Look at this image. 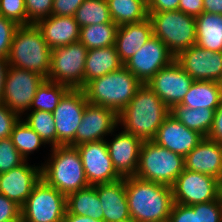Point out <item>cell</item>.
I'll return each mask as SVG.
<instances>
[{"label": "cell", "instance_id": "obj_11", "mask_svg": "<svg viewBox=\"0 0 222 222\" xmlns=\"http://www.w3.org/2000/svg\"><path fill=\"white\" fill-rule=\"evenodd\" d=\"M88 104L83 89H70L52 112L56 127V146H75L76 130Z\"/></svg>", "mask_w": 222, "mask_h": 222}, {"label": "cell", "instance_id": "obj_31", "mask_svg": "<svg viewBox=\"0 0 222 222\" xmlns=\"http://www.w3.org/2000/svg\"><path fill=\"white\" fill-rule=\"evenodd\" d=\"M111 19L118 26L148 19L147 0H107Z\"/></svg>", "mask_w": 222, "mask_h": 222}, {"label": "cell", "instance_id": "obj_23", "mask_svg": "<svg viewBox=\"0 0 222 222\" xmlns=\"http://www.w3.org/2000/svg\"><path fill=\"white\" fill-rule=\"evenodd\" d=\"M50 49L79 41L80 26L74 16L50 15L36 23Z\"/></svg>", "mask_w": 222, "mask_h": 222}, {"label": "cell", "instance_id": "obj_42", "mask_svg": "<svg viewBox=\"0 0 222 222\" xmlns=\"http://www.w3.org/2000/svg\"><path fill=\"white\" fill-rule=\"evenodd\" d=\"M21 207L0 194V222H20Z\"/></svg>", "mask_w": 222, "mask_h": 222}, {"label": "cell", "instance_id": "obj_44", "mask_svg": "<svg viewBox=\"0 0 222 222\" xmlns=\"http://www.w3.org/2000/svg\"><path fill=\"white\" fill-rule=\"evenodd\" d=\"M180 0H147L148 12L178 10Z\"/></svg>", "mask_w": 222, "mask_h": 222}, {"label": "cell", "instance_id": "obj_45", "mask_svg": "<svg viewBox=\"0 0 222 222\" xmlns=\"http://www.w3.org/2000/svg\"><path fill=\"white\" fill-rule=\"evenodd\" d=\"M178 10L197 17L204 12L203 0H180Z\"/></svg>", "mask_w": 222, "mask_h": 222}, {"label": "cell", "instance_id": "obj_16", "mask_svg": "<svg viewBox=\"0 0 222 222\" xmlns=\"http://www.w3.org/2000/svg\"><path fill=\"white\" fill-rule=\"evenodd\" d=\"M175 60L194 81L218 82L222 75V52L201 48L196 44L181 51Z\"/></svg>", "mask_w": 222, "mask_h": 222}, {"label": "cell", "instance_id": "obj_46", "mask_svg": "<svg viewBox=\"0 0 222 222\" xmlns=\"http://www.w3.org/2000/svg\"><path fill=\"white\" fill-rule=\"evenodd\" d=\"M207 138L222 144V102L215 111L213 124Z\"/></svg>", "mask_w": 222, "mask_h": 222}, {"label": "cell", "instance_id": "obj_3", "mask_svg": "<svg viewBox=\"0 0 222 222\" xmlns=\"http://www.w3.org/2000/svg\"><path fill=\"white\" fill-rule=\"evenodd\" d=\"M49 151L47 162L41 163V178L48 185L66 196L89 186L75 146L59 145Z\"/></svg>", "mask_w": 222, "mask_h": 222}, {"label": "cell", "instance_id": "obj_8", "mask_svg": "<svg viewBox=\"0 0 222 222\" xmlns=\"http://www.w3.org/2000/svg\"><path fill=\"white\" fill-rule=\"evenodd\" d=\"M66 210V195L41 178L21 206V221L63 222Z\"/></svg>", "mask_w": 222, "mask_h": 222}, {"label": "cell", "instance_id": "obj_21", "mask_svg": "<svg viewBox=\"0 0 222 222\" xmlns=\"http://www.w3.org/2000/svg\"><path fill=\"white\" fill-rule=\"evenodd\" d=\"M185 169L222 179V144L204 137L184 157Z\"/></svg>", "mask_w": 222, "mask_h": 222}, {"label": "cell", "instance_id": "obj_40", "mask_svg": "<svg viewBox=\"0 0 222 222\" xmlns=\"http://www.w3.org/2000/svg\"><path fill=\"white\" fill-rule=\"evenodd\" d=\"M18 26L14 21L0 16V58H8L13 35Z\"/></svg>", "mask_w": 222, "mask_h": 222}, {"label": "cell", "instance_id": "obj_27", "mask_svg": "<svg viewBox=\"0 0 222 222\" xmlns=\"http://www.w3.org/2000/svg\"><path fill=\"white\" fill-rule=\"evenodd\" d=\"M196 45L215 52H222V15L203 12L195 17Z\"/></svg>", "mask_w": 222, "mask_h": 222}, {"label": "cell", "instance_id": "obj_22", "mask_svg": "<svg viewBox=\"0 0 222 222\" xmlns=\"http://www.w3.org/2000/svg\"><path fill=\"white\" fill-rule=\"evenodd\" d=\"M103 209L104 222L131 219L126 197L125 178L94 185Z\"/></svg>", "mask_w": 222, "mask_h": 222}, {"label": "cell", "instance_id": "obj_51", "mask_svg": "<svg viewBox=\"0 0 222 222\" xmlns=\"http://www.w3.org/2000/svg\"><path fill=\"white\" fill-rule=\"evenodd\" d=\"M220 197H221V200H222V179L220 180Z\"/></svg>", "mask_w": 222, "mask_h": 222}, {"label": "cell", "instance_id": "obj_39", "mask_svg": "<svg viewBox=\"0 0 222 222\" xmlns=\"http://www.w3.org/2000/svg\"><path fill=\"white\" fill-rule=\"evenodd\" d=\"M53 0H25L27 25L52 15Z\"/></svg>", "mask_w": 222, "mask_h": 222}, {"label": "cell", "instance_id": "obj_43", "mask_svg": "<svg viewBox=\"0 0 222 222\" xmlns=\"http://www.w3.org/2000/svg\"><path fill=\"white\" fill-rule=\"evenodd\" d=\"M85 0H53L52 15L74 16Z\"/></svg>", "mask_w": 222, "mask_h": 222}, {"label": "cell", "instance_id": "obj_20", "mask_svg": "<svg viewBox=\"0 0 222 222\" xmlns=\"http://www.w3.org/2000/svg\"><path fill=\"white\" fill-rule=\"evenodd\" d=\"M203 138L201 134L187 128L169 115L158 128L153 141L159 146L185 157Z\"/></svg>", "mask_w": 222, "mask_h": 222}, {"label": "cell", "instance_id": "obj_50", "mask_svg": "<svg viewBox=\"0 0 222 222\" xmlns=\"http://www.w3.org/2000/svg\"><path fill=\"white\" fill-rule=\"evenodd\" d=\"M218 85H219V87L221 88V91H222V75H221V78L218 80Z\"/></svg>", "mask_w": 222, "mask_h": 222}, {"label": "cell", "instance_id": "obj_7", "mask_svg": "<svg viewBox=\"0 0 222 222\" xmlns=\"http://www.w3.org/2000/svg\"><path fill=\"white\" fill-rule=\"evenodd\" d=\"M153 36L159 38L176 57L196 43L195 17L179 10L148 12Z\"/></svg>", "mask_w": 222, "mask_h": 222}, {"label": "cell", "instance_id": "obj_12", "mask_svg": "<svg viewBox=\"0 0 222 222\" xmlns=\"http://www.w3.org/2000/svg\"><path fill=\"white\" fill-rule=\"evenodd\" d=\"M174 203L193 205L217 200L220 197V180L184 169L171 186Z\"/></svg>", "mask_w": 222, "mask_h": 222}, {"label": "cell", "instance_id": "obj_5", "mask_svg": "<svg viewBox=\"0 0 222 222\" xmlns=\"http://www.w3.org/2000/svg\"><path fill=\"white\" fill-rule=\"evenodd\" d=\"M51 51L36 24L20 25L13 35L8 65L37 72L47 79Z\"/></svg>", "mask_w": 222, "mask_h": 222}, {"label": "cell", "instance_id": "obj_38", "mask_svg": "<svg viewBox=\"0 0 222 222\" xmlns=\"http://www.w3.org/2000/svg\"><path fill=\"white\" fill-rule=\"evenodd\" d=\"M0 16L14 21L17 25H27L25 0H0Z\"/></svg>", "mask_w": 222, "mask_h": 222}, {"label": "cell", "instance_id": "obj_33", "mask_svg": "<svg viewBox=\"0 0 222 222\" xmlns=\"http://www.w3.org/2000/svg\"><path fill=\"white\" fill-rule=\"evenodd\" d=\"M70 89L65 84L45 79L38 87L29 111L39 110L52 113Z\"/></svg>", "mask_w": 222, "mask_h": 222}, {"label": "cell", "instance_id": "obj_10", "mask_svg": "<svg viewBox=\"0 0 222 222\" xmlns=\"http://www.w3.org/2000/svg\"><path fill=\"white\" fill-rule=\"evenodd\" d=\"M46 78L37 72L15 66H8L2 103L21 118L30 110L38 87Z\"/></svg>", "mask_w": 222, "mask_h": 222}, {"label": "cell", "instance_id": "obj_1", "mask_svg": "<svg viewBox=\"0 0 222 222\" xmlns=\"http://www.w3.org/2000/svg\"><path fill=\"white\" fill-rule=\"evenodd\" d=\"M131 219L135 222H168L174 200L172 187L158 182L125 178Z\"/></svg>", "mask_w": 222, "mask_h": 222}, {"label": "cell", "instance_id": "obj_4", "mask_svg": "<svg viewBox=\"0 0 222 222\" xmlns=\"http://www.w3.org/2000/svg\"><path fill=\"white\" fill-rule=\"evenodd\" d=\"M143 84L125 67L89 81L82 89L87 102L119 114Z\"/></svg>", "mask_w": 222, "mask_h": 222}, {"label": "cell", "instance_id": "obj_41", "mask_svg": "<svg viewBox=\"0 0 222 222\" xmlns=\"http://www.w3.org/2000/svg\"><path fill=\"white\" fill-rule=\"evenodd\" d=\"M21 117L10 110L6 105L0 103V139L11 136L14 125Z\"/></svg>", "mask_w": 222, "mask_h": 222}, {"label": "cell", "instance_id": "obj_49", "mask_svg": "<svg viewBox=\"0 0 222 222\" xmlns=\"http://www.w3.org/2000/svg\"><path fill=\"white\" fill-rule=\"evenodd\" d=\"M8 61L5 58H0V103H2V96H3V88L4 82L8 70Z\"/></svg>", "mask_w": 222, "mask_h": 222}, {"label": "cell", "instance_id": "obj_37", "mask_svg": "<svg viewBox=\"0 0 222 222\" xmlns=\"http://www.w3.org/2000/svg\"><path fill=\"white\" fill-rule=\"evenodd\" d=\"M25 158L17 151L10 137L0 139V174L25 162Z\"/></svg>", "mask_w": 222, "mask_h": 222}, {"label": "cell", "instance_id": "obj_35", "mask_svg": "<svg viewBox=\"0 0 222 222\" xmlns=\"http://www.w3.org/2000/svg\"><path fill=\"white\" fill-rule=\"evenodd\" d=\"M10 138L25 160H28L29 155L34 154L35 150L37 151V149L46 145L41 137L22 118L14 125Z\"/></svg>", "mask_w": 222, "mask_h": 222}, {"label": "cell", "instance_id": "obj_19", "mask_svg": "<svg viewBox=\"0 0 222 222\" xmlns=\"http://www.w3.org/2000/svg\"><path fill=\"white\" fill-rule=\"evenodd\" d=\"M118 133L115 135L113 131L110 135L111 137L113 135V139L109 142L108 140L106 141L109 156L116 172L122 178L135 176L143 141L123 130Z\"/></svg>", "mask_w": 222, "mask_h": 222}, {"label": "cell", "instance_id": "obj_9", "mask_svg": "<svg viewBox=\"0 0 222 222\" xmlns=\"http://www.w3.org/2000/svg\"><path fill=\"white\" fill-rule=\"evenodd\" d=\"M87 51L80 41L52 49L47 80L82 89Z\"/></svg>", "mask_w": 222, "mask_h": 222}, {"label": "cell", "instance_id": "obj_52", "mask_svg": "<svg viewBox=\"0 0 222 222\" xmlns=\"http://www.w3.org/2000/svg\"><path fill=\"white\" fill-rule=\"evenodd\" d=\"M118 222H135L133 219H126L124 221H118Z\"/></svg>", "mask_w": 222, "mask_h": 222}, {"label": "cell", "instance_id": "obj_34", "mask_svg": "<svg viewBox=\"0 0 222 222\" xmlns=\"http://www.w3.org/2000/svg\"><path fill=\"white\" fill-rule=\"evenodd\" d=\"M74 19L80 28L112 22L107 0H85L75 12Z\"/></svg>", "mask_w": 222, "mask_h": 222}, {"label": "cell", "instance_id": "obj_47", "mask_svg": "<svg viewBox=\"0 0 222 222\" xmlns=\"http://www.w3.org/2000/svg\"><path fill=\"white\" fill-rule=\"evenodd\" d=\"M204 12L222 15V0H203Z\"/></svg>", "mask_w": 222, "mask_h": 222}, {"label": "cell", "instance_id": "obj_2", "mask_svg": "<svg viewBox=\"0 0 222 222\" xmlns=\"http://www.w3.org/2000/svg\"><path fill=\"white\" fill-rule=\"evenodd\" d=\"M170 109L147 85L143 84L128 105L118 114L123 131L142 141L153 140Z\"/></svg>", "mask_w": 222, "mask_h": 222}, {"label": "cell", "instance_id": "obj_36", "mask_svg": "<svg viewBox=\"0 0 222 222\" xmlns=\"http://www.w3.org/2000/svg\"><path fill=\"white\" fill-rule=\"evenodd\" d=\"M22 120L41 137L45 144L51 148L56 147V127L51 112L31 111L28 114L24 113Z\"/></svg>", "mask_w": 222, "mask_h": 222}, {"label": "cell", "instance_id": "obj_17", "mask_svg": "<svg viewBox=\"0 0 222 222\" xmlns=\"http://www.w3.org/2000/svg\"><path fill=\"white\" fill-rule=\"evenodd\" d=\"M118 114L107 107L87 104L81 124L76 130L75 146L88 142L107 140L105 137L119 129Z\"/></svg>", "mask_w": 222, "mask_h": 222}, {"label": "cell", "instance_id": "obj_13", "mask_svg": "<svg viewBox=\"0 0 222 222\" xmlns=\"http://www.w3.org/2000/svg\"><path fill=\"white\" fill-rule=\"evenodd\" d=\"M175 60V56L157 37L152 36L124 66L142 83L148 81L162 68Z\"/></svg>", "mask_w": 222, "mask_h": 222}, {"label": "cell", "instance_id": "obj_24", "mask_svg": "<svg viewBox=\"0 0 222 222\" xmlns=\"http://www.w3.org/2000/svg\"><path fill=\"white\" fill-rule=\"evenodd\" d=\"M152 36L153 29L149 18L138 23L119 25L115 47L120 61L123 64L128 61Z\"/></svg>", "mask_w": 222, "mask_h": 222}, {"label": "cell", "instance_id": "obj_28", "mask_svg": "<svg viewBox=\"0 0 222 222\" xmlns=\"http://www.w3.org/2000/svg\"><path fill=\"white\" fill-rule=\"evenodd\" d=\"M221 102L222 91L218 82L194 81L179 105L192 109H217Z\"/></svg>", "mask_w": 222, "mask_h": 222}, {"label": "cell", "instance_id": "obj_30", "mask_svg": "<svg viewBox=\"0 0 222 222\" xmlns=\"http://www.w3.org/2000/svg\"><path fill=\"white\" fill-rule=\"evenodd\" d=\"M216 109L207 108H187L181 105H175L170 109V115L180 121L187 128L194 130L207 137L214 120Z\"/></svg>", "mask_w": 222, "mask_h": 222}, {"label": "cell", "instance_id": "obj_6", "mask_svg": "<svg viewBox=\"0 0 222 222\" xmlns=\"http://www.w3.org/2000/svg\"><path fill=\"white\" fill-rule=\"evenodd\" d=\"M185 169L184 157L156 144L143 141L135 177L172 186Z\"/></svg>", "mask_w": 222, "mask_h": 222}, {"label": "cell", "instance_id": "obj_14", "mask_svg": "<svg viewBox=\"0 0 222 222\" xmlns=\"http://www.w3.org/2000/svg\"><path fill=\"white\" fill-rule=\"evenodd\" d=\"M79 152L89 185L110 183L121 179L109 156L106 140L75 146Z\"/></svg>", "mask_w": 222, "mask_h": 222}, {"label": "cell", "instance_id": "obj_32", "mask_svg": "<svg viewBox=\"0 0 222 222\" xmlns=\"http://www.w3.org/2000/svg\"><path fill=\"white\" fill-rule=\"evenodd\" d=\"M118 25L111 23L94 24L80 28L79 41L88 49L115 45Z\"/></svg>", "mask_w": 222, "mask_h": 222}, {"label": "cell", "instance_id": "obj_15", "mask_svg": "<svg viewBox=\"0 0 222 222\" xmlns=\"http://www.w3.org/2000/svg\"><path fill=\"white\" fill-rule=\"evenodd\" d=\"M193 82L194 79L174 60L160 69L147 85L171 109L182 102Z\"/></svg>", "mask_w": 222, "mask_h": 222}, {"label": "cell", "instance_id": "obj_48", "mask_svg": "<svg viewBox=\"0 0 222 222\" xmlns=\"http://www.w3.org/2000/svg\"><path fill=\"white\" fill-rule=\"evenodd\" d=\"M63 222H104V221H98L89 216L70 214L66 210L65 216L63 218Z\"/></svg>", "mask_w": 222, "mask_h": 222}, {"label": "cell", "instance_id": "obj_29", "mask_svg": "<svg viewBox=\"0 0 222 222\" xmlns=\"http://www.w3.org/2000/svg\"><path fill=\"white\" fill-rule=\"evenodd\" d=\"M67 211L70 214L89 216L103 221V209L96 188L89 185L66 196Z\"/></svg>", "mask_w": 222, "mask_h": 222}, {"label": "cell", "instance_id": "obj_18", "mask_svg": "<svg viewBox=\"0 0 222 222\" xmlns=\"http://www.w3.org/2000/svg\"><path fill=\"white\" fill-rule=\"evenodd\" d=\"M29 160L0 174V194L14 201L20 207L41 180V166L29 165Z\"/></svg>", "mask_w": 222, "mask_h": 222}, {"label": "cell", "instance_id": "obj_25", "mask_svg": "<svg viewBox=\"0 0 222 222\" xmlns=\"http://www.w3.org/2000/svg\"><path fill=\"white\" fill-rule=\"evenodd\" d=\"M168 222H222V200L184 205L174 203Z\"/></svg>", "mask_w": 222, "mask_h": 222}, {"label": "cell", "instance_id": "obj_26", "mask_svg": "<svg viewBox=\"0 0 222 222\" xmlns=\"http://www.w3.org/2000/svg\"><path fill=\"white\" fill-rule=\"evenodd\" d=\"M120 61L115 45L87 51L84 69V86L94 78L119 70Z\"/></svg>", "mask_w": 222, "mask_h": 222}]
</instances>
